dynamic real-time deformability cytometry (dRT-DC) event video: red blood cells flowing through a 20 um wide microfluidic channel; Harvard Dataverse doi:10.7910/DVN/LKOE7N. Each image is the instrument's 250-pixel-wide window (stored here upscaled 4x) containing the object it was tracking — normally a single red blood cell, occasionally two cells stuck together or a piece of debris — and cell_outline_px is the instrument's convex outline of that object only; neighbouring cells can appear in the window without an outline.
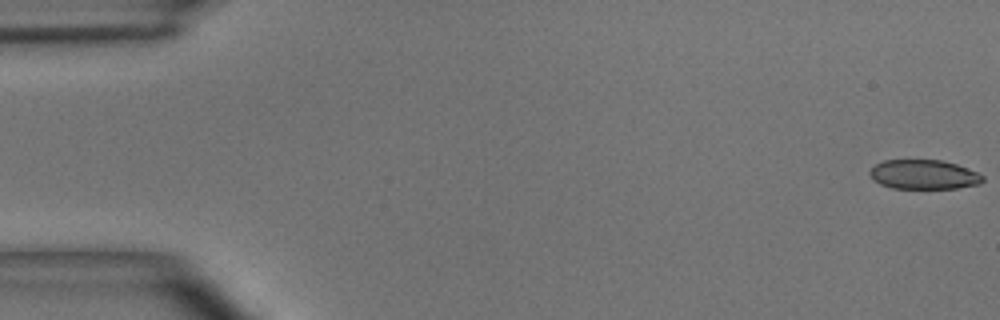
{"species": "common noctule bat (a hibernating species)", "species_latin": "Nyctalus noctula", "temperature_condition": "room temperature", "stored_images_in_passage": 31, "camera_frame_rate_fps": 3000, "um_per_image_px": 0.085, "animal": {"sex": "male", "body_mass_g": 15.6}, "frame": {"image": 1, "passage_image": 1, "time_ms": 0.0, "image_size_px": [1000, 320], "cell_outline_px": [[984, 180], [980, 184], [956, 188], [892, 188], [880, 184], [872, 180], [868, 172], [876, 164], [884, 160], [940, 160], [956, 164], [976, 172], [984, 176]], "centroid_in_image_um": [78.5, 14.84], "position_along_channel_um": 6.5, "area_um2": 19.31}}
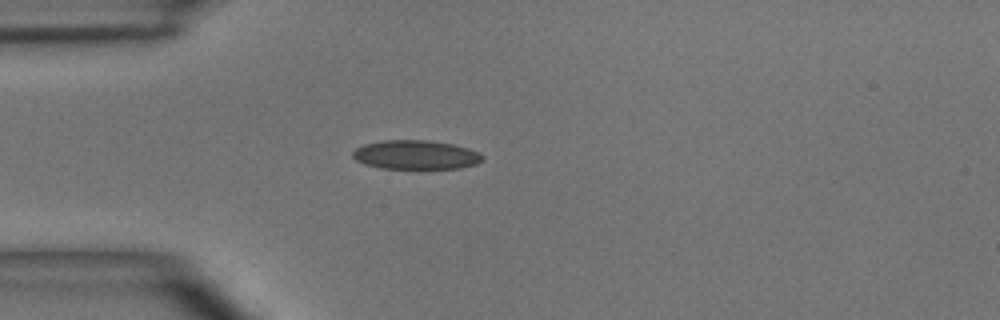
{"frame": {"image": 2, "passage_image": 15, "time_ms": 4.667, "image_size_px": [1000, 320], "cell_outline_px": [[484, 160], [476, 164], [460, 168], [380, 168], [364, 164], [356, 160], [352, 156], [352, 152], [356, 148], [364, 144], [380, 140], [428, 140], [452, 144], [468, 148], [484, 156]], "centroid_in_image_um": [35.32, 13.15], "position_along_channel_um": 49.7, "area_um2": 21.96}}
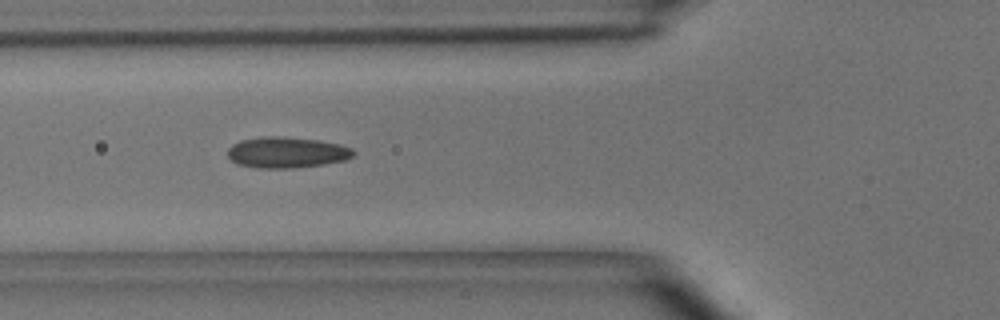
{"frame": {"image": 3, "passage_image": 20, "time_ms": 6.333, "image_size_px": [1000, 320], "cell_outline_px": [[356, 152], [352, 156], [344, 160], [324, 164], [292, 168], [256, 168], [236, 164], [228, 156], [228, 148], [232, 144], [240, 140], [264, 136], [284, 136], [320, 140], [340, 144], [352, 148]], "centroid_in_image_um": [24.36, 12.95], "position_along_channel_um": 101.4, "area_um2": 22.89}}